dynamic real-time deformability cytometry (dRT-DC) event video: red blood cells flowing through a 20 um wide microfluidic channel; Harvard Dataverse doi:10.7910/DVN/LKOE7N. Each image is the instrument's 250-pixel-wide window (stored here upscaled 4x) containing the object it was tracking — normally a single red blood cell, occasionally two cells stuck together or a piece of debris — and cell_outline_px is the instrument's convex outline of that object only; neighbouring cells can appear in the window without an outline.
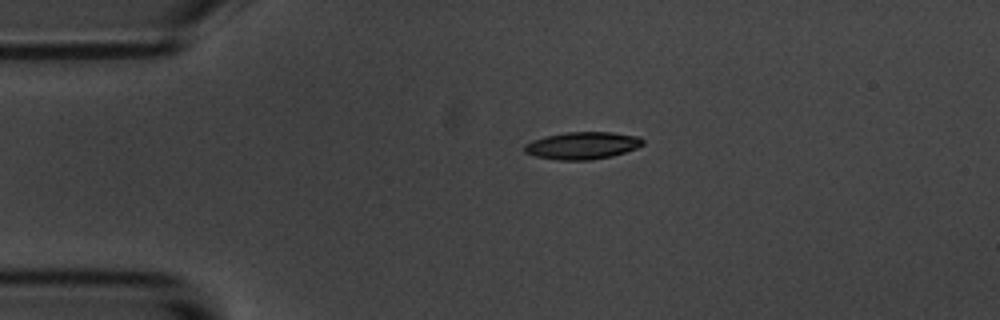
{"species": "common noctule bat (a hibernating species)", "species_latin": "Nyctalus noctula", "temperature_condition": "room temperature", "stored_images_in_passage": 2, "camera_frame_rate_fps": 3000, "um_per_image_px": 0.085, "animal": {"sex": "male", "body_mass_g": 20.1, "forearm_length_mm": 53.5}, "frame": {"image": 1, "passage_image": 1, "time_ms": 0.0, "image_size_px": [1000, 320], "cell_outline_px": [[644, 144], [636, 148], [612, 156], [592, 160], [556, 160], [536, 156], [524, 152], [524, 144], [532, 140], [544, 136], [568, 132], [612, 132], [640, 136], [644, 140]], "centroid_in_image_um": [49.5, 12.37], "position_along_channel_um": 35.5, "area_um2": 18.96}}